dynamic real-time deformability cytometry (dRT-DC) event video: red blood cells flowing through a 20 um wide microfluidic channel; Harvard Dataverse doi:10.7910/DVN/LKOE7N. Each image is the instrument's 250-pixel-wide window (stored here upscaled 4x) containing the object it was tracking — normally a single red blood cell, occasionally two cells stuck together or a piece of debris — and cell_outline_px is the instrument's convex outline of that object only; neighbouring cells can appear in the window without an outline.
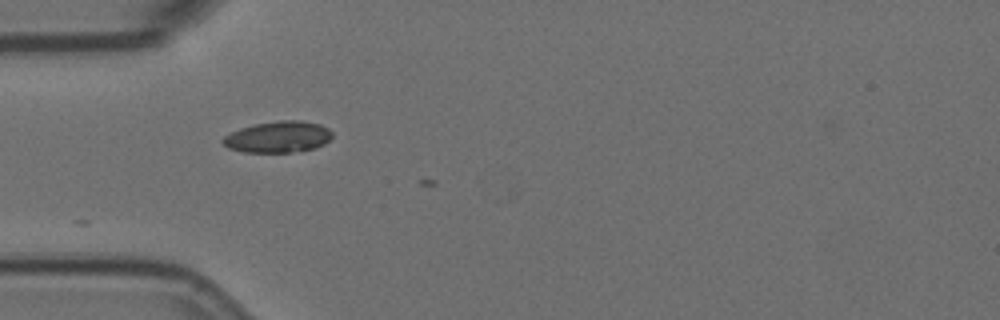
{"species": "Egyptian fruit bat (a non-hibernating species)", "species_latin": "Rousettus aegyptiacus", "temperature_condition": "room temperature", "stored_images_in_passage": 2, "camera_frame_rate_fps": 3000, "um_per_image_px": 0.085, "animal": {"sex": "female"}, "frame": {"image": 1, "passage_image": 1, "time_ms": 0.0, "image_size_px": [1000, 320], "cell_outline_px": [[332, 136], [324, 144], [316, 148], [288, 152], [244, 152], [228, 148], [220, 140], [224, 136], [240, 128], [256, 124], [280, 120], [300, 120], [320, 124], [328, 128], [332, 132]], "centroid_in_image_um": [23.64, 11.63], "position_along_channel_um": 61.4, "area_um2": 19.88}}